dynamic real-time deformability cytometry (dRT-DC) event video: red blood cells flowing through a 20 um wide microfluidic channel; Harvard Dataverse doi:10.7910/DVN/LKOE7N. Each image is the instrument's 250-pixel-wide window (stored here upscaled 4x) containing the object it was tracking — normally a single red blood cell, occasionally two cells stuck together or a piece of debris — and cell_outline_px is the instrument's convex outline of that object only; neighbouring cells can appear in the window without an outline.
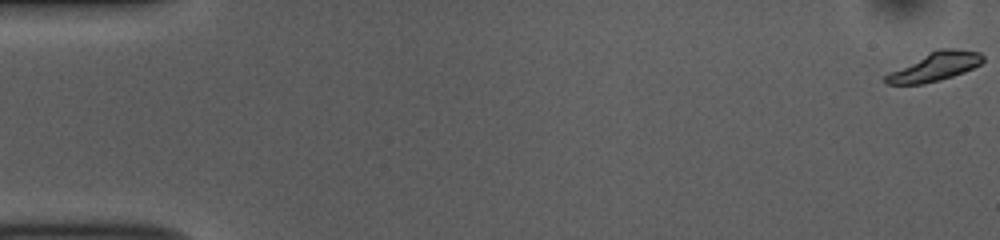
{"species": "common noctule bat (a hibernating species)", "species_latin": "Nyctalus noctula", "temperature_condition": "room temperature", "stored_images_in_passage": 9, "camera_frame_rate_fps": 3000, "um_per_image_px": 0.085, "animal": {"sex": "female", "body_mass_g": 10.0, "forearm_length_mm": 53.1}, "frame": {"image": 1, "passage_image": 1, "time_ms": 0.0, "image_size_px": [1000, 240], "cell_outline_px": [[984, 60], [980, 64], [964, 72], [940, 80], [924, 84], [888, 84], [884, 80], [884, 76], [888, 72], [936, 48], [952, 48], [980, 52], [984, 56]], "centroid_in_image_um": [79.45, 5.65], "position_along_channel_um": 5.6, "area_um2": 16.36}}